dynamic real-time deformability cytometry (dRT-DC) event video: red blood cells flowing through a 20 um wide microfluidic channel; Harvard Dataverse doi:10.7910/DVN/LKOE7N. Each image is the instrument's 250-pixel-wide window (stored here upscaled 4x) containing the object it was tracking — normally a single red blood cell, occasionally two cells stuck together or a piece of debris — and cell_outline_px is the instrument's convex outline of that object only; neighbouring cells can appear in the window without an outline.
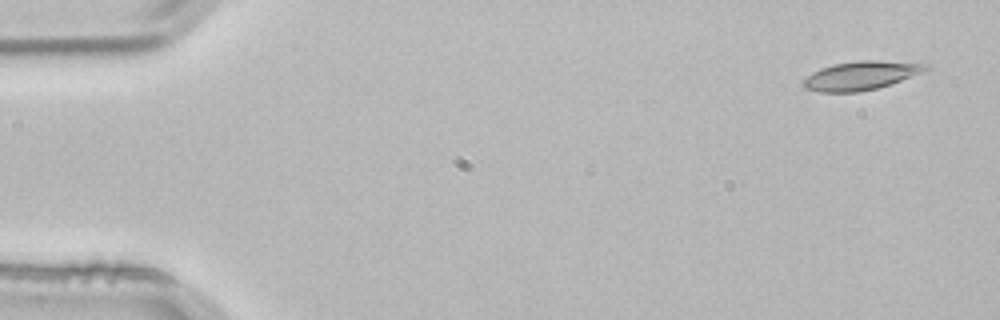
{"species": "common noctule bat (a hibernating species)", "species_latin": "Nyctalus noctula", "temperature_condition": "room temperature", "stored_images_in_passage": 3, "camera_frame_rate_fps": 3000, "um_per_image_px": 0.085, "animal": {"sex": "male", "body_mass_g": 21.5, "forearm_length_mm": 52.0}, "frame": {"image": 1, "passage_image": 1, "time_ms": 0.0, "image_size_px": [1000, 320], "cell_outline_px": [[932, 68], [900, 80], [876, 88], [856, 92], [820, 92], [804, 88], [804, 80], [812, 72], [820, 68], [836, 64], [860, 60], [876, 60], [928, 64]], "centroid_in_image_um": [73.17, 6.41], "position_along_channel_um": 11.8, "area_um2": 20.06}}
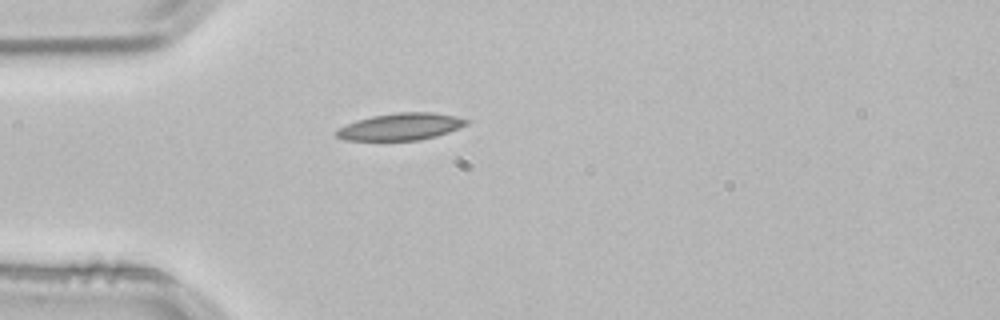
{"frame": {"image": 2, "passage_image": 3, "time_ms": 0.667, "image_size_px": [1000, 320], "cell_outline_px": [[468, 124], [448, 132], [436, 136], [420, 140], [344, 140], [336, 136], [336, 128], [356, 120], [372, 116], [396, 112], [432, 112], [456, 116], [468, 120]], "centroid_in_image_um": [34.03, 10.76], "position_along_channel_um": 51.0, "area_um2": 20.46}}